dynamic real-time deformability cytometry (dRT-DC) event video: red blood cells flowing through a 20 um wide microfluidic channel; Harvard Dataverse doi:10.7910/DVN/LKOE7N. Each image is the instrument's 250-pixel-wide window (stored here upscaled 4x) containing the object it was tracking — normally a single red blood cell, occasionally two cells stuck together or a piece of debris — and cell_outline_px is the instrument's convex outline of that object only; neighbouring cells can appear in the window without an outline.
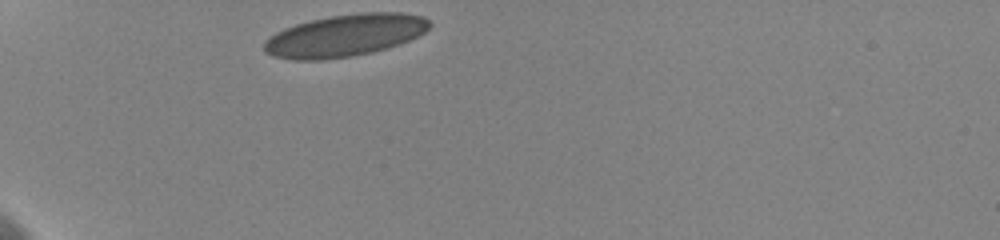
{"species": "human", "species_latin": "Homo sapiens", "temperature_condition": "cold", "stored_images_in_passage": 32, "camera_frame_rate_fps": 3000, "um_per_image_px": 0.085, "donor": {"sex": "female"}, "frame": {"image": 1, "passage_image": 1, "time_ms": 0.0, "image_size_px": [1000, 240], "cell_outline_px": [[432, 24], [424, 32], [400, 44], [372, 52], [352, 56], [320, 60], [292, 60], [272, 56], [264, 52], [264, 40], [268, 36], [284, 28], [296, 24], [328, 16], [360, 12], [400, 12], [424, 16]], "centroid_in_image_um": [29.29, 3.01], "position_along_channel_um": 55.7, "area_um2": 40.81}}
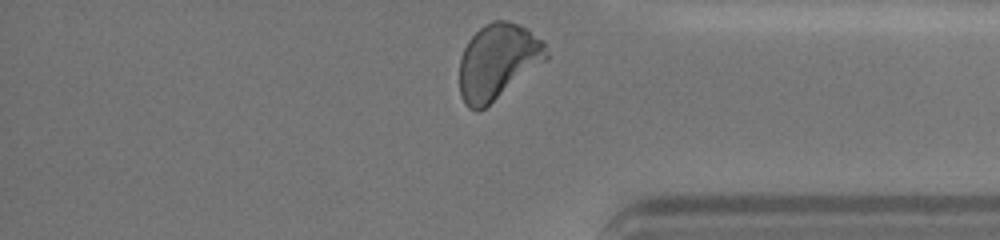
{"frame": {"image": 2, "passage_image": 32, "time_ms": 10.333, "image_size_px": [1000, 240], "cell_outline_px": [[548, 60], [484, 108], [468, 108], [464, 104], [460, 96], [460, 60], [464, 48], [468, 40], [484, 24], [492, 20], [508, 20], [528, 28], [544, 40], [548, 52]], "centroid_in_image_um": [42.35, 5.19], "position_along_channel_um": 392.9, "area_um2": 38.44}, "authors_computed_cell_mechanics": {"area_um2": 38.4081, "velocity_mm_per_s": 3.5701, "shape_relaxation_time_tau1_ms": 6.2574, "shape_relaxation_time_tau2_ms": 0.6857, "deformation_change_tau1": 0.1555, "deformation_change_tau2": 0.0522}}